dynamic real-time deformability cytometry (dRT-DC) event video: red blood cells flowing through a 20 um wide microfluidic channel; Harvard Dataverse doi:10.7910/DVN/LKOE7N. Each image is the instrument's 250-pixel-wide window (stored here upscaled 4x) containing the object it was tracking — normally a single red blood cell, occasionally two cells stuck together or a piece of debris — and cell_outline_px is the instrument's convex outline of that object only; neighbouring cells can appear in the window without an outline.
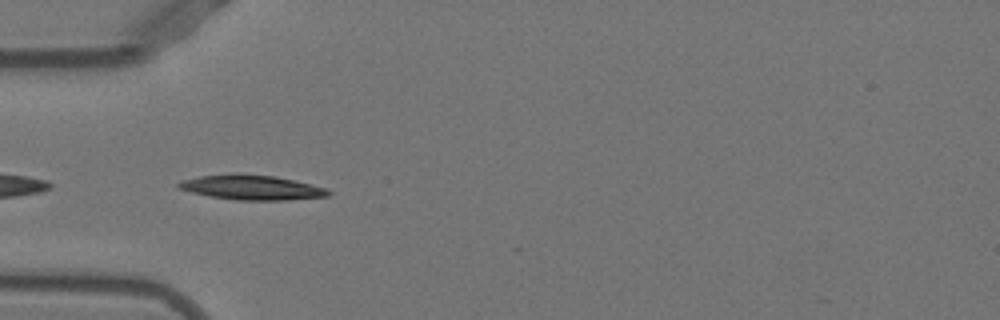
{"species": "Egyptian fruit bat (a non-hibernating species)", "species_latin": "Rousettus aegyptiacus", "temperature_condition": "warm", "stored_images_in_passage": 12, "camera_frame_rate_fps": 3000, "um_per_image_px": 0.085, "animal": {"sex": "female"}, "frame": {"image": 1, "passage_image": 2, "time_ms": 0.333, "image_size_px": [1000, 320], "cell_outline_px": [[332, 192], [328, 196], [288, 200], [236, 200], [212, 196], [192, 192], [180, 188], [176, 184], [184, 180], [200, 176], [232, 172], [236, 172], [272, 176], [292, 180], [324, 188]], "centroid_in_image_um": [21.38, 15.92], "position_along_channel_um": 63.6, "area_um2": 21.39}}
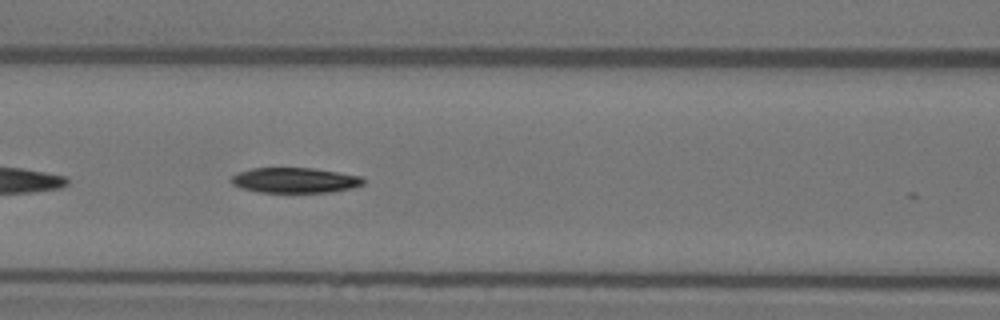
{"frame": {"image": 2, "passage_image": 8, "time_ms": 2.333, "image_size_px": [1000, 320], "cell_outline_px": [[364, 184], [352, 188], [332, 192], [260, 192], [240, 188], [232, 184], [232, 176], [240, 172], [252, 168], [312, 168], [360, 176], [364, 180]], "centroid_in_image_um": [25.06, 15.33], "position_along_channel_um": 141.5, "area_um2": 19.25}}
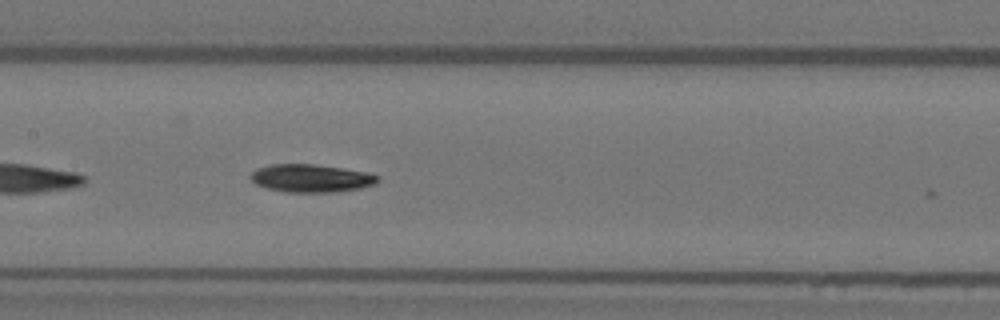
{"frame": {"image": 3, "passage_image": 11, "time_ms": 3.333, "image_size_px": [1000, 320], "cell_outline_px": [[380, 180], [376, 184], [360, 188], [332, 192], [288, 192], [268, 188], [256, 184], [248, 176], [256, 168], [272, 164], [312, 164], [368, 172], [380, 176]], "centroid_in_image_um": [26.45, 15.14], "position_along_channel_um": 180.9, "area_um2": 20.63}}